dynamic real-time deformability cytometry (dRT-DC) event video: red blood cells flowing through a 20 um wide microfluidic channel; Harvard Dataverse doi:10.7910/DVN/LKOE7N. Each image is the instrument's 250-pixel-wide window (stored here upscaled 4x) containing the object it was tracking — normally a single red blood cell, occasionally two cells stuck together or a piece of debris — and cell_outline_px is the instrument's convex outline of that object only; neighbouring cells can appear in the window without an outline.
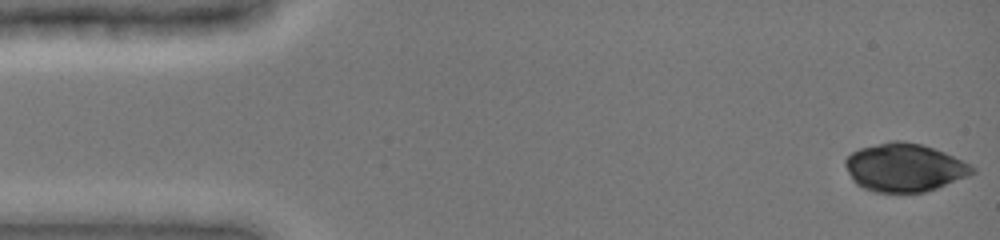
{"species": "common noctule bat (a hibernating species)", "species_latin": "Nyctalus noctula", "temperature_condition": "cold", "stored_images_in_passage": 48, "camera_frame_rate_fps": 3000, "um_per_image_px": 0.085, "animal": {"sex": "female", "body_mass_g": 19.0, "forearm_length_mm": 51.5}, "frame": {"image": 1, "passage_image": 1, "time_ms": 0.0, "image_size_px": [1000, 240], "cell_outline_px": [[976, 172], [968, 176], [936, 188], [924, 192], [876, 192], [864, 188], [856, 184], [852, 180], [844, 164], [844, 160], [852, 152], [860, 148], [892, 140], [900, 140], [924, 144], [944, 152], [976, 168]], "centroid_in_image_um": [76.85, 14.23], "position_along_channel_um": 8.1, "area_um2": 35.55}}
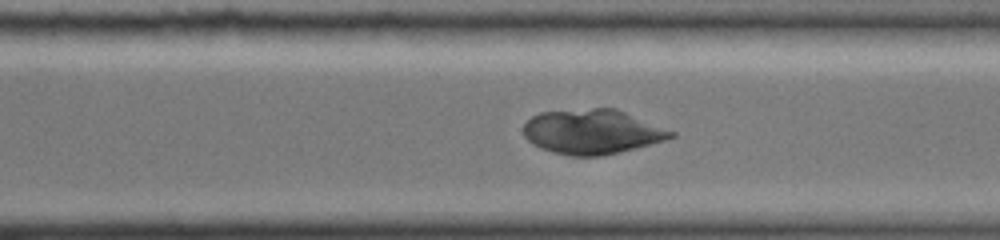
{"frame": {"image": 2, "passage_image": 34, "time_ms": 11.0, "image_size_px": [1000, 240], "cell_outline_px": [[676, 136], [664, 140], [600, 156], [568, 156], [552, 152], [540, 148], [532, 144], [524, 136], [524, 124], [532, 116], [540, 112], [592, 108], [616, 108], [676, 132]], "centroid_in_image_um": [50.31, 11.19], "position_along_channel_um": 320.3, "area_um2": 38.21}}